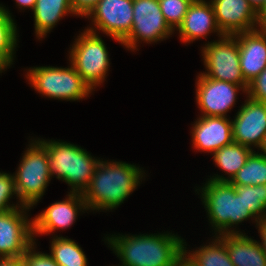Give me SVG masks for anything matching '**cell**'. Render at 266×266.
<instances>
[{
	"label": "cell",
	"instance_id": "cell-1",
	"mask_svg": "<svg viewBox=\"0 0 266 266\" xmlns=\"http://www.w3.org/2000/svg\"><path fill=\"white\" fill-rule=\"evenodd\" d=\"M113 236L106 241L123 262L121 266H178L186 243L172 233Z\"/></svg>",
	"mask_w": 266,
	"mask_h": 266
},
{
	"label": "cell",
	"instance_id": "cell-2",
	"mask_svg": "<svg viewBox=\"0 0 266 266\" xmlns=\"http://www.w3.org/2000/svg\"><path fill=\"white\" fill-rule=\"evenodd\" d=\"M143 171L125 162L99 161L92 179L82 193L90 210L118 207L140 184Z\"/></svg>",
	"mask_w": 266,
	"mask_h": 266
},
{
	"label": "cell",
	"instance_id": "cell-3",
	"mask_svg": "<svg viewBox=\"0 0 266 266\" xmlns=\"http://www.w3.org/2000/svg\"><path fill=\"white\" fill-rule=\"evenodd\" d=\"M202 188V199L209 221L219 235L239 234V231L230 230L234 224L241 223L249 218L256 217L245 207L243 193H237L235 186L230 182L209 180Z\"/></svg>",
	"mask_w": 266,
	"mask_h": 266
},
{
	"label": "cell",
	"instance_id": "cell-4",
	"mask_svg": "<svg viewBox=\"0 0 266 266\" xmlns=\"http://www.w3.org/2000/svg\"><path fill=\"white\" fill-rule=\"evenodd\" d=\"M13 177L20 206L36 205L51 180L47 151L38 141L29 145Z\"/></svg>",
	"mask_w": 266,
	"mask_h": 266
},
{
	"label": "cell",
	"instance_id": "cell-5",
	"mask_svg": "<svg viewBox=\"0 0 266 266\" xmlns=\"http://www.w3.org/2000/svg\"><path fill=\"white\" fill-rule=\"evenodd\" d=\"M26 77L35 90L49 98L76 101L93 91L72 64L69 68L34 67Z\"/></svg>",
	"mask_w": 266,
	"mask_h": 266
},
{
	"label": "cell",
	"instance_id": "cell-6",
	"mask_svg": "<svg viewBox=\"0 0 266 266\" xmlns=\"http://www.w3.org/2000/svg\"><path fill=\"white\" fill-rule=\"evenodd\" d=\"M70 50L71 64L92 89L104 82L110 66L109 53L94 28L81 33Z\"/></svg>",
	"mask_w": 266,
	"mask_h": 266
},
{
	"label": "cell",
	"instance_id": "cell-7",
	"mask_svg": "<svg viewBox=\"0 0 266 266\" xmlns=\"http://www.w3.org/2000/svg\"><path fill=\"white\" fill-rule=\"evenodd\" d=\"M202 56L207 73L204 76L241 85L247 90L248 83L244 80L241 68L237 37L224 35L220 40L205 44Z\"/></svg>",
	"mask_w": 266,
	"mask_h": 266
},
{
	"label": "cell",
	"instance_id": "cell-8",
	"mask_svg": "<svg viewBox=\"0 0 266 266\" xmlns=\"http://www.w3.org/2000/svg\"><path fill=\"white\" fill-rule=\"evenodd\" d=\"M173 30L161 12L158 0H133V23L129 35L121 42L135 50L139 40L147 43L167 38Z\"/></svg>",
	"mask_w": 266,
	"mask_h": 266
},
{
	"label": "cell",
	"instance_id": "cell-9",
	"mask_svg": "<svg viewBox=\"0 0 266 266\" xmlns=\"http://www.w3.org/2000/svg\"><path fill=\"white\" fill-rule=\"evenodd\" d=\"M27 209L30 207L21 206L0 213V258L23 256L34 243L33 223L24 212Z\"/></svg>",
	"mask_w": 266,
	"mask_h": 266
},
{
	"label": "cell",
	"instance_id": "cell-10",
	"mask_svg": "<svg viewBox=\"0 0 266 266\" xmlns=\"http://www.w3.org/2000/svg\"><path fill=\"white\" fill-rule=\"evenodd\" d=\"M88 16L98 30L121 43L132 28L133 0H100Z\"/></svg>",
	"mask_w": 266,
	"mask_h": 266
},
{
	"label": "cell",
	"instance_id": "cell-11",
	"mask_svg": "<svg viewBox=\"0 0 266 266\" xmlns=\"http://www.w3.org/2000/svg\"><path fill=\"white\" fill-rule=\"evenodd\" d=\"M196 101L202 116H222L234 106L239 88L246 90L243 86L226 81L211 79L199 74L197 79Z\"/></svg>",
	"mask_w": 266,
	"mask_h": 266
},
{
	"label": "cell",
	"instance_id": "cell-12",
	"mask_svg": "<svg viewBox=\"0 0 266 266\" xmlns=\"http://www.w3.org/2000/svg\"><path fill=\"white\" fill-rule=\"evenodd\" d=\"M245 102L231 121L233 141L260 148L266 136V103L250 97Z\"/></svg>",
	"mask_w": 266,
	"mask_h": 266
},
{
	"label": "cell",
	"instance_id": "cell-13",
	"mask_svg": "<svg viewBox=\"0 0 266 266\" xmlns=\"http://www.w3.org/2000/svg\"><path fill=\"white\" fill-rule=\"evenodd\" d=\"M210 3L218 27L224 35H235L257 29V13L248 0H211Z\"/></svg>",
	"mask_w": 266,
	"mask_h": 266
},
{
	"label": "cell",
	"instance_id": "cell-14",
	"mask_svg": "<svg viewBox=\"0 0 266 266\" xmlns=\"http://www.w3.org/2000/svg\"><path fill=\"white\" fill-rule=\"evenodd\" d=\"M88 210L82 193L70 192L68 198L51 204L32 219L34 234H48L57 229H66L76 220L78 210Z\"/></svg>",
	"mask_w": 266,
	"mask_h": 266
},
{
	"label": "cell",
	"instance_id": "cell-15",
	"mask_svg": "<svg viewBox=\"0 0 266 266\" xmlns=\"http://www.w3.org/2000/svg\"><path fill=\"white\" fill-rule=\"evenodd\" d=\"M244 80L249 83L266 68V29L235 34Z\"/></svg>",
	"mask_w": 266,
	"mask_h": 266
},
{
	"label": "cell",
	"instance_id": "cell-16",
	"mask_svg": "<svg viewBox=\"0 0 266 266\" xmlns=\"http://www.w3.org/2000/svg\"><path fill=\"white\" fill-rule=\"evenodd\" d=\"M195 149L214 153L233 143L232 122L222 116H201L192 127Z\"/></svg>",
	"mask_w": 266,
	"mask_h": 266
},
{
	"label": "cell",
	"instance_id": "cell-17",
	"mask_svg": "<svg viewBox=\"0 0 266 266\" xmlns=\"http://www.w3.org/2000/svg\"><path fill=\"white\" fill-rule=\"evenodd\" d=\"M177 30L180 39L186 43L205 38L213 31L218 32L220 38L224 36L218 27L212 4L205 0H193Z\"/></svg>",
	"mask_w": 266,
	"mask_h": 266
},
{
	"label": "cell",
	"instance_id": "cell-18",
	"mask_svg": "<svg viewBox=\"0 0 266 266\" xmlns=\"http://www.w3.org/2000/svg\"><path fill=\"white\" fill-rule=\"evenodd\" d=\"M227 248L235 266H266V255L259 242L243 233L217 235Z\"/></svg>",
	"mask_w": 266,
	"mask_h": 266
},
{
	"label": "cell",
	"instance_id": "cell-19",
	"mask_svg": "<svg viewBox=\"0 0 266 266\" xmlns=\"http://www.w3.org/2000/svg\"><path fill=\"white\" fill-rule=\"evenodd\" d=\"M99 161L95 157L93 159L86 150L71 144L70 174H67V184L72 190L70 192L83 193L85 191Z\"/></svg>",
	"mask_w": 266,
	"mask_h": 266
},
{
	"label": "cell",
	"instance_id": "cell-20",
	"mask_svg": "<svg viewBox=\"0 0 266 266\" xmlns=\"http://www.w3.org/2000/svg\"><path fill=\"white\" fill-rule=\"evenodd\" d=\"M34 26L37 37L45 35L68 12L74 14L71 0H37L34 9Z\"/></svg>",
	"mask_w": 266,
	"mask_h": 266
},
{
	"label": "cell",
	"instance_id": "cell-21",
	"mask_svg": "<svg viewBox=\"0 0 266 266\" xmlns=\"http://www.w3.org/2000/svg\"><path fill=\"white\" fill-rule=\"evenodd\" d=\"M253 151V149L235 142L218 149L213 153L215 165L220 167L229 176L226 178L217 174V176H213L209 180L230 182L245 165L247 158Z\"/></svg>",
	"mask_w": 266,
	"mask_h": 266
},
{
	"label": "cell",
	"instance_id": "cell-22",
	"mask_svg": "<svg viewBox=\"0 0 266 266\" xmlns=\"http://www.w3.org/2000/svg\"><path fill=\"white\" fill-rule=\"evenodd\" d=\"M37 141L47 151L51 177L56 175V178L67 183V174H70L71 143L40 139Z\"/></svg>",
	"mask_w": 266,
	"mask_h": 266
},
{
	"label": "cell",
	"instance_id": "cell-23",
	"mask_svg": "<svg viewBox=\"0 0 266 266\" xmlns=\"http://www.w3.org/2000/svg\"><path fill=\"white\" fill-rule=\"evenodd\" d=\"M212 244L205 245L188 255L184 246V254L195 266H235L229 257L224 241L218 236Z\"/></svg>",
	"mask_w": 266,
	"mask_h": 266
},
{
	"label": "cell",
	"instance_id": "cell-24",
	"mask_svg": "<svg viewBox=\"0 0 266 266\" xmlns=\"http://www.w3.org/2000/svg\"><path fill=\"white\" fill-rule=\"evenodd\" d=\"M50 255L59 266H87L82 248L74 240L62 236L53 239Z\"/></svg>",
	"mask_w": 266,
	"mask_h": 266
},
{
	"label": "cell",
	"instance_id": "cell-25",
	"mask_svg": "<svg viewBox=\"0 0 266 266\" xmlns=\"http://www.w3.org/2000/svg\"><path fill=\"white\" fill-rule=\"evenodd\" d=\"M252 152L230 183L234 186L266 185V157Z\"/></svg>",
	"mask_w": 266,
	"mask_h": 266
},
{
	"label": "cell",
	"instance_id": "cell-26",
	"mask_svg": "<svg viewBox=\"0 0 266 266\" xmlns=\"http://www.w3.org/2000/svg\"><path fill=\"white\" fill-rule=\"evenodd\" d=\"M9 11L0 6V60L8 67L17 45V28Z\"/></svg>",
	"mask_w": 266,
	"mask_h": 266
},
{
	"label": "cell",
	"instance_id": "cell-27",
	"mask_svg": "<svg viewBox=\"0 0 266 266\" xmlns=\"http://www.w3.org/2000/svg\"><path fill=\"white\" fill-rule=\"evenodd\" d=\"M237 193H243L245 207L258 220L266 215V185L235 186Z\"/></svg>",
	"mask_w": 266,
	"mask_h": 266
},
{
	"label": "cell",
	"instance_id": "cell-28",
	"mask_svg": "<svg viewBox=\"0 0 266 266\" xmlns=\"http://www.w3.org/2000/svg\"><path fill=\"white\" fill-rule=\"evenodd\" d=\"M161 12L169 27L174 31L181 25L193 0H158Z\"/></svg>",
	"mask_w": 266,
	"mask_h": 266
},
{
	"label": "cell",
	"instance_id": "cell-29",
	"mask_svg": "<svg viewBox=\"0 0 266 266\" xmlns=\"http://www.w3.org/2000/svg\"><path fill=\"white\" fill-rule=\"evenodd\" d=\"M14 194L17 196L13 175L0 172V213L21 207L8 204Z\"/></svg>",
	"mask_w": 266,
	"mask_h": 266
},
{
	"label": "cell",
	"instance_id": "cell-30",
	"mask_svg": "<svg viewBox=\"0 0 266 266\" xmlns=\"http://www.w3.org/2000/svg\"><path fill=\"white\" fill-rule=\"evenodd\" d=\"M246 92L247 97L266 103V68L248 83Z\"/></svg>",
	"mask_w": 266,
	"mask_h": 266
},
{
	"label": "cell",
	"instance_id": "cell-31",
	"mask_svg": "<svg viewBox=\"0 0 266 266\" xmlns=\"http://www.w3.org/2000/svg\"><path fill=\"white\" fill-rule=\"evenodd\" d=\"M34 244L23 255L25 266H59L50 254L34 251Z\"/></svg>",
	"mask_w": 266,
	"mask_h": 266
},
{
	"label": "cell",
	"instance_id": "cell-32",
	"mask_svg": "<svg viewBox=\"0 0 266 266\" xmlns=\"http://www.w3.org/2000/svg\"><path fill=\"white\" fill-rule=\"evenodd\" d=\"M100 0H71L72 9L75 14L87 16Z\"/></svg>",
	"mask_w": 266,
	"mask_h": 266
},
{
	"label": "cell",
	"instance_id": "cell-33",
	"mask_svg": "<svg viewBox=\"0 0 266 266\" xmlns=\"http://www.w3.org/2000/svg\"><path fill=\"white\" fill-rule=\"evenodd\" d=\"M259 221H257V224L259 227L258 231L260 233V237L262 242L259 243V245L261 246L263 252L266 255V215L262 218L258 219Z\"/></svg>",
	"mask_w": 266,
	"mask_h": 266
},
{
	"label": "cell",
	"instance_id": "cell-34",
	"mask_svg": "<svg viewBox=\"0 0 266 266\" xmlns=\"http://www.w3.org/2000/svg\"><path fill=\"white\" fill-rule=\"evenodd\" d=\"M0 266H25L24 257H4L0 258Z\"/></svg>",
	"mask_w": 266,
	"mask_h": 266
},
{
	"label": "cell",
	"instance_id": "cell-35",
	"mask_svg": "<svg viewBox=\"0 0 266 266\" xmlns=\"http://www.w3.org/2000/svg\"><path fill=\"white\" fill-rule=\"evenodd\" d=\"M257 20H258V27L261 29H266V0L264 1V4L260 8V10L257 12Z\"/></svg>",
	"mask_w": 266,
	"mask_h": 266
},
{
	"label": "cell",
	"instance_id": "cell-36",
	"mask_svg": "<svg viewBox=\"0 0 266 266\" xmlns=\"http://www.w3.org/2000/svg\"><path fill=\"white\" fill-rule=\"evenodd\" d=\"M15 1L16 3H18V6H20L19 8L22 9V7L24 8L27 7L33 10L37 0H15Z\"/></svg>",
	"mask_w": 266,
	"mask_h": 266
},
{
	"label": "cell",
	"instance_id": "cell-37",
	"mask_svg": "<svg viewBox=\"0 0 266 266\" xmlns=\"http://www.w3.org/2000/svg\"><path fill=\"white\" fill-rule=\"evenodd\" d=\"M248 1H249V4L251 5V7L257 13L260 10V8L262 7V5L264 4L265 0H248Z\"/></svg>",
	"mask_w": 266,
	"mask_h": 266
},
{
	"label": "cell",
	"instance_id": "cell-38",
	"mask_svg": "<svg viewBox=\"0 0 266 266\" xmlns=\"http://www.w3.org/2000/svg\"><path fill=\"white\" fill-rule=\"evenodd\" d=\"M178 266H195L186 256L185 254L179 259Z\"/></svg>",
	"mask_w": 266,
	"mask_h": 266
},
{
	"label": "cell",
	"instance_id": "cell-39",
	"mask_svg": "<svg viewBox=\"0 0 266 266\" xmlns=\"http://www.w3.org/2000/svg\"><path fill=\"white\" fill-rule=\"evenodd\" d=\"M259 149L263 151V153L261 152V155L266 157V136H265L263 143Z\"/></svg>",
	"mask_w": 266,
	"mask_h": 266
},
{
	"label": "cell",
	"instance_id": "cell-40",
	"mask_svg": "<svg viewBox=\"0 0 266 266\" xmlns=\"http://www.w3.org/2000/svg\"><path fill=\"white\" fill-rule=\"evenodd\" d=\"M7 66L0 60V73L2 72V70L6 69Z\"/></svg>",
	"mask_w": 266,
	"mask_h": 266
}]
</instances>
